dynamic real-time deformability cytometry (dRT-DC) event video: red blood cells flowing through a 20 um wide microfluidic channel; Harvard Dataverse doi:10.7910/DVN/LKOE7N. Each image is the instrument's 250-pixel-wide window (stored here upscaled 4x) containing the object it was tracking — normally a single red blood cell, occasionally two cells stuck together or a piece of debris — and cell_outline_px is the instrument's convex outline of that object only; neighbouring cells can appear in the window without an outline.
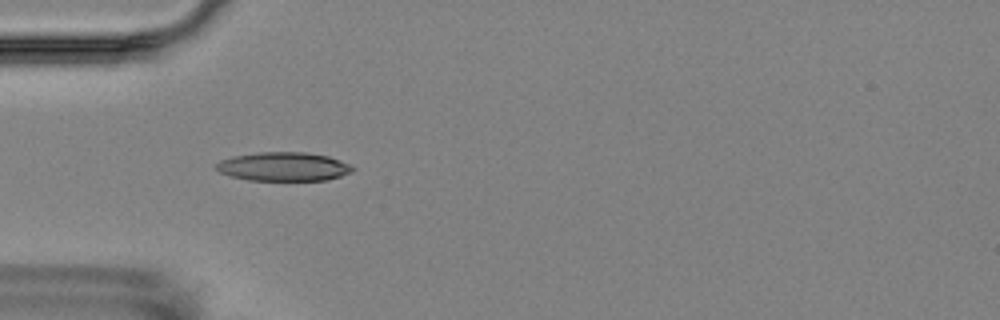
{"species": "Egyptian fruit bat (a non-hibernating species)", "species_latin": "Rousettus aegyptiacus", "temperature_condition": "room temperature", "stored_images_in_passage": 5, "camera_frame_rate_fps": 3000, "um_per_image_px": 0.085, "animal": {"sex": "female"}, "frame": {"image": 1, "passage_image": 4, "time_ms": 4.333, "image_size_px": [1000, 320], "cell_outline_px": [[356, 168], [352, 172], [328, 180], [248, 180], [228, 176], [212, 168], [212, 164], [220, 160], [232, 156], [260, 152], [304, 152], [328, 156], [340, 160]], "centroid_in_image_um": [24.03, 14.16], "position_along_channel_um": 61.0, "area_um2": 23.18}}
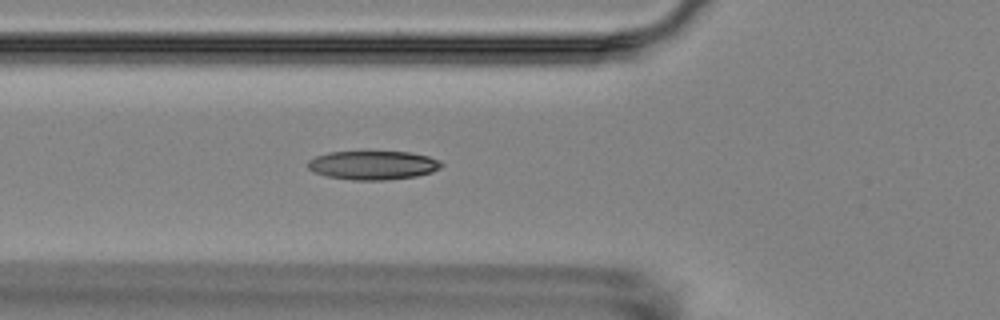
{"frame": {"image": 2, "passage_image": 5, "time_ms": 5.333, "image_size_px": [1000, 320], "cell_outline_px": [[444, 164], [440, 168], [432, 172], [416, 176], [384, 180], [352, 180], [328, 176], [312, 172], [308, 168], [308, 160], [316, 156], [328, 152], [408, 152], [428, 156], [440, 160]], "centroid_in_image_um": [31.7, 14.04], "position_along_channel_um": 94.1, "area_um2": 22.43}}